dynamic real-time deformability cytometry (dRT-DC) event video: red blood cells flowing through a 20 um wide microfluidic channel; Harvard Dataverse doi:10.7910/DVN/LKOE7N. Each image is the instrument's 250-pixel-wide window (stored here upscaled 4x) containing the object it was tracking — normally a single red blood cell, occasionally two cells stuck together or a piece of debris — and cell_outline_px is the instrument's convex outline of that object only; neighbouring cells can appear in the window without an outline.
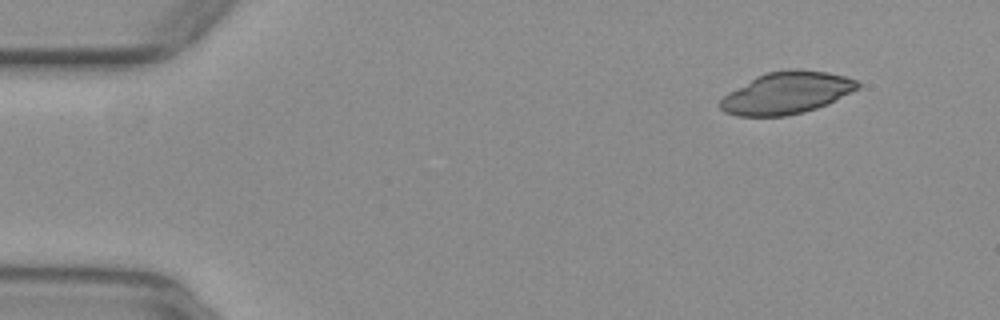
{"species": "common noctule bat (a hibernating species)", "species_latin": "Nyctalus noctula", "temperature_condition": "warm", "stored_images_in_passage": 48, "camera_frame_rate_fps": 3000, "um_per_image_px": 0.085, "animal": {"sex": "female", "body_mass_g": 29.2, "forearm_length_mm": 56.3}, "frame": {"image": 1, "passage_image": 1, "time_ms": 0.0, "image_size_px": [1000, 320], "cell_outline_px": [[860, 88], [828, 104], [804, 112], [784, 116], [736, 116], [724, 112], [716, 104], [728, 92], [756, 76], [768, 72], [792, 68], [796, 68], [828, 72], [844, 76], [856, 80], [860, 84]], "centroid_in_image_um": [66.85, 7.9], "position_along_channel_um": 18.2, "area_um2": 33.87}}